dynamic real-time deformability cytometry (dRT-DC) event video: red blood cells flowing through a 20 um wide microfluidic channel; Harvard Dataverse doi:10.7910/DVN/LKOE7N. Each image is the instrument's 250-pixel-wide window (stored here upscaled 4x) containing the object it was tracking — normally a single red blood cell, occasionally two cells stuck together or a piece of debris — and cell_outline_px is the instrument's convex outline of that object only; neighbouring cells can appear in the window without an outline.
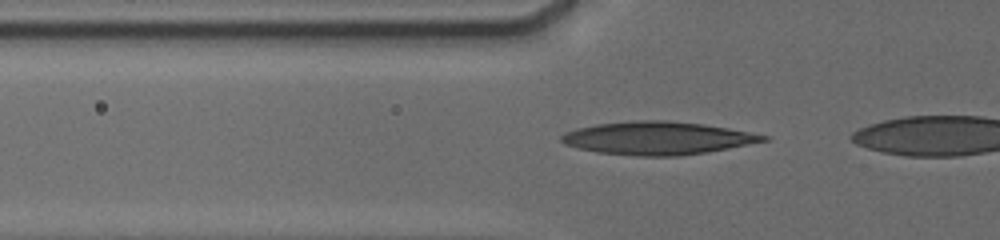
{"species": "human", "species_latin": "Homo sapiens", "temperature_condition": "cold", "stored_images_in_passage": 43, "camera_frame_rate_fps": 3000, "um_per_image_px": 0.085, "donor": {"sex": "male"}, "frame": {"image": 1, "passage_image": 8, "time_ms": 1.333, "image_size_px": [1000, 240], "cell_outline_px": [[772, 136], [768, 140], [728, 148], [704, 152], [676, 156], [640, 156], [596, 152], [564, 144], [560, 140], [560, 136], [564, 132], [576, 128], [596, 124], [632, 120], [668, 120], [704, 124], [728, 128]], "centroid_in_image_um": [55.86, 11.73], "position_along_channel_um": 69.9, "area_um2": 38.78}}
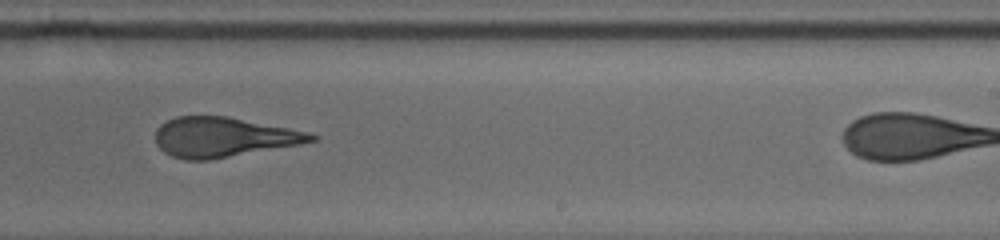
{"frame": {"image": 2, "passage_image": 31, "time_ms": 6.667, "image_size_px": [1000, 240], "cell_outline_px": [[320, 136], [316, 140], [300, 144], [208, 160], [184, 160], [172, 156], [164, 152], [156, 144], [156, 128], [160, 124], [176, 116], [228, 116], [288, 128]], "centroid_in_image_um": [18.94, 11.65], "position_along_channel_um": 270.1, "area_um2": 35.84}}
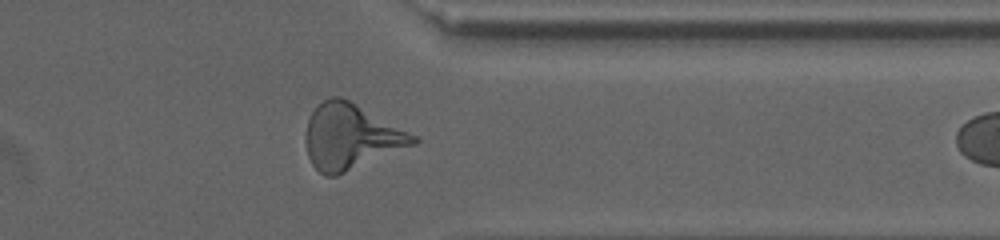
{"frame": {"image": 3, "passage_image": 42, "time_ms": 9.667, "image_size_px": [1000, 240], "cell_outline_px": [[420, 140], [416, 144], [336, 176], [324, 176], [312, 164], [308, 156], [304, 140], [304, 136], [308, 120], [316, 104], [332, 96], [340, 96], [356, 104], [416, 136]], "centroid_in_image_um": [29.77, 11.63], "position_along_channel_um": 381.6, "area_um2": 40.63}}